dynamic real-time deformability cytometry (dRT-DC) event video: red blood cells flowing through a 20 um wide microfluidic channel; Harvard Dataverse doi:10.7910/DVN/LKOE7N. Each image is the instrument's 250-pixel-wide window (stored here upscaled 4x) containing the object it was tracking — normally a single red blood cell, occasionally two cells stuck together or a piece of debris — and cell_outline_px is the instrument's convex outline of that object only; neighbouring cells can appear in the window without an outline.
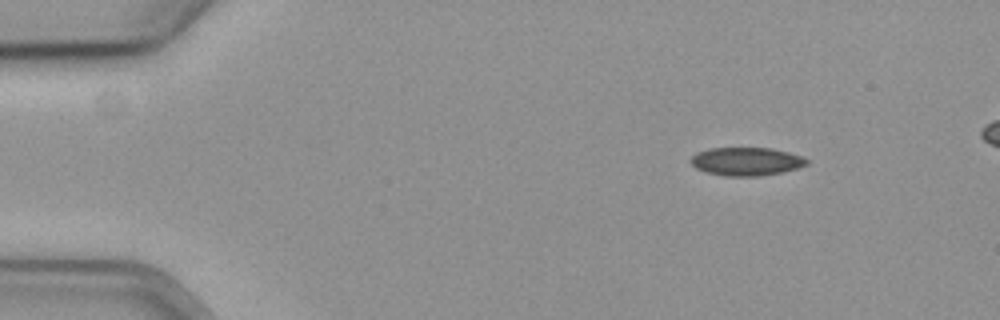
{"species": "common noctule bat (a hibernating species)", "species_latin": "Nyctalus noctula", "temperature_condition": "cold", "stored_images_in_passage": 50, "camera_frame_rate_fps": 3000, "um_per_image_px": 0.085, "animal": {"sex": "female", "body_mass_g": 19.3, "forearm_length_mm": 54.1}, "frame": {"image": 1, "passage_image": 1, "time_ms": 0.0, "image_size_px": [1000, 320], "cell_outline_px": [[808, 164], [784, 172], [760, 176], [724, 176], [708, 172], [696, 168], [692, 164], [692, 156], [696, 152], [708, 148], [772, 148], [788, 152], [800, 156], [808, 160]], "centroid_in_image_um": [63.44, 13.72], "position_along_channel_um": 21.6, "area_um2": 19.02}}
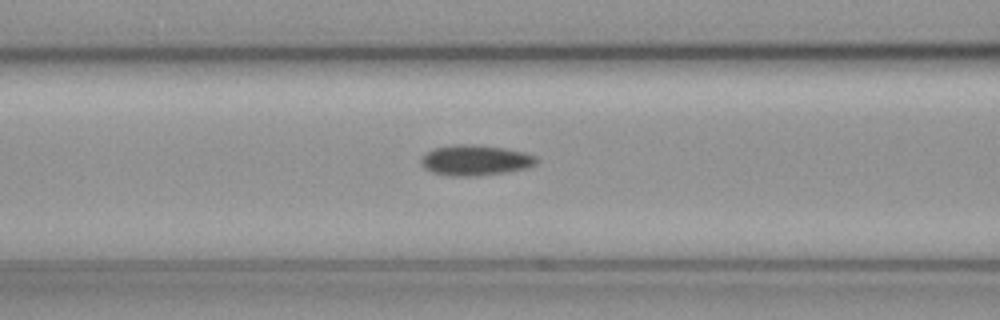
{"frame": {"image": 2, "passage_image": 17, "time_ms": 5.333, "image_size_px": [1000, 320], "cell_outline_px": [[540, 160], [536, 164], [528, 168], [504, 172], [476, 176], [448, 176], [432, 172], [424, 168], [420, 164], [420, 160], [428, 152], [436, 148], [460, 144], [472, 144], [504, 148], [524, 152], [536, 156]], "centroid_in_image_um": [40.43, 13.63], "position_along_channel_um": 126.2, "area_um2": 20.46}}
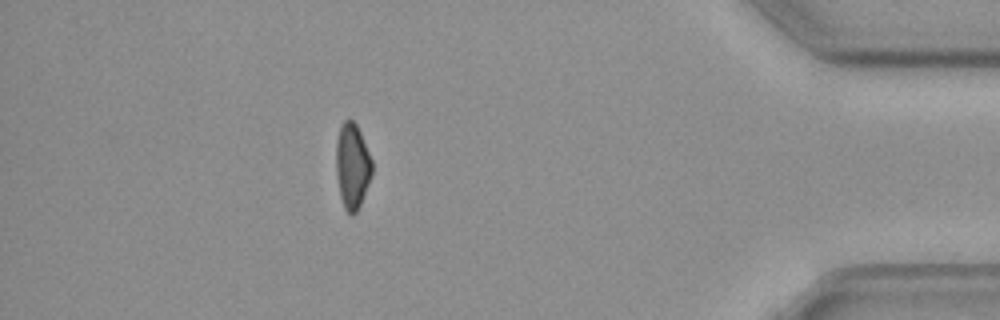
{"frame": {"image": 3, "passage_image": 44, "time_ms": 14.333, "image_size_px": [1000, 320], "cell_outline_px": [[372, 172], [360, 204], [356, 212], [352, 216], [344, 208], [340, 196], [336, 172], [336, 140], [340, 128], [344, 120], [352, 120], [356, 124], [360, 132], [372, 160]], "centroid_in_image_um": [29.93, 14.1], "position_along_channel_um": 405.3, "area_um2": 17.63}}